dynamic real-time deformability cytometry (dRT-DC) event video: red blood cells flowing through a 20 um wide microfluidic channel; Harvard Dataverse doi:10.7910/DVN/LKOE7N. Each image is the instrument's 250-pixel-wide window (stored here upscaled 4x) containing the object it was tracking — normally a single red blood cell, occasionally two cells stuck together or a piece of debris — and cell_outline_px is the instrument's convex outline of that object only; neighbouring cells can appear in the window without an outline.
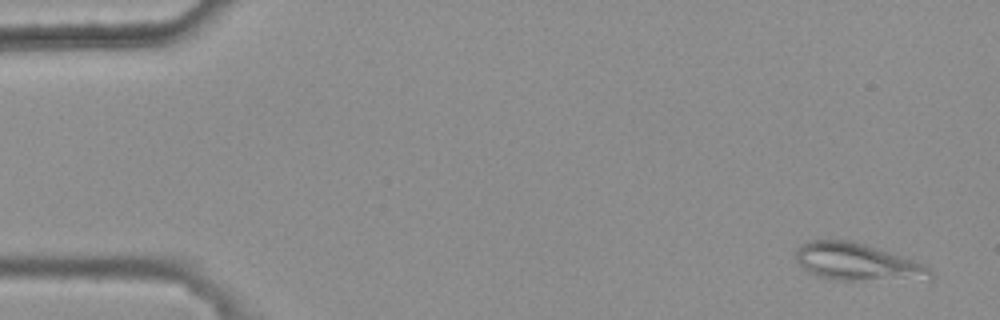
{"species": "common noctule bat (a hibernating species)", "species_latin": "Nyctalus noctula", "temperature_condition": "warm", "stored_images_in_passage": 6, "camera_frame_rate_fps": 3000, "um_per_image_px": 0.085, "animal": {"sex": "female", "body_mass_g": 25.1}, "frame": {"image": 1, "passage_image": 1, "time_ms": 0.0, "image_size_px": [1000, 320], "cell_outline_px": [[932, 280], [832, 280], [816, 276], [808, 272], [796, 260], [796, 248], [808, 240], [852, 240], [880, 248], [916, 260], [924, 264], [932, 272]], "centroid_in_image_um": [72.91, 22.27], "position_along_channel_um": 12.1, "area_um2": 29.82}}
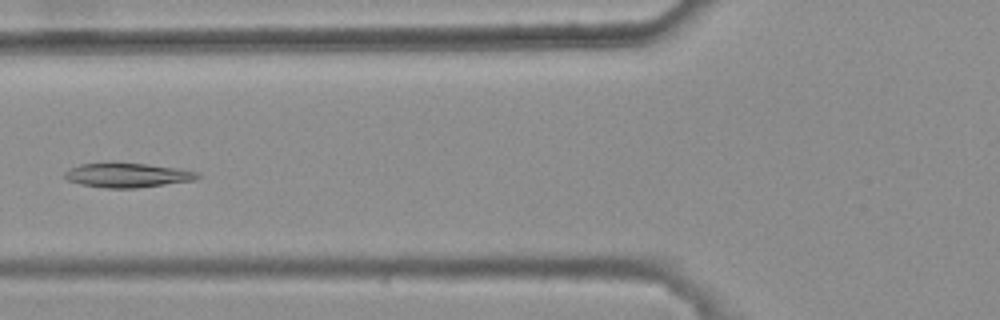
{"frame": {"image": 2, "passage_image": 6, "time_ms": 1.667, "image_size_px": [1000, 320], "cell_outline_px": [[200, 176], [196, 180], [136, 188], [104, 188], [80, 184], [68, 180], [64, 176], [64, 172], [68, 168], [80, 164], [148, 164], [176, 168], [200, 172]], "centroid_in_image_um": [10.84, 14.91], "position_along_channel_um": 115.0, "area_um2": 18.61}}